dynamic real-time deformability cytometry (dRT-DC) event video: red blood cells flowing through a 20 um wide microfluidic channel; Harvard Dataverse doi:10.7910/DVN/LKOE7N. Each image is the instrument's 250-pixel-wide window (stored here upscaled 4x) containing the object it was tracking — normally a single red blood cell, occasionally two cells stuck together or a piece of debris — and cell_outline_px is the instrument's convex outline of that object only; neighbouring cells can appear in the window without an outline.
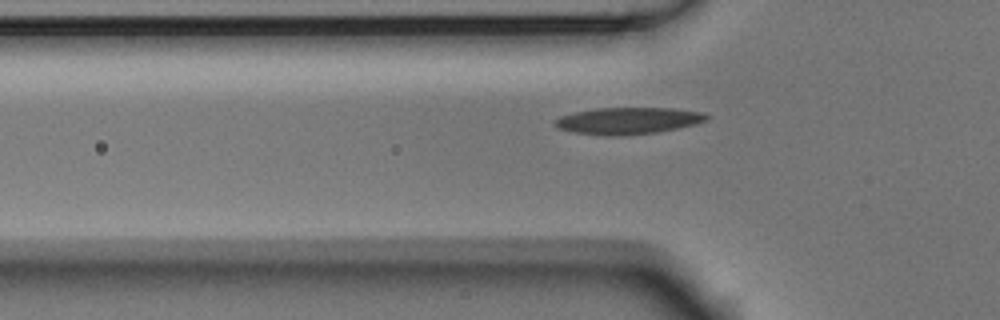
{"species": "Egyptian fruit bat (a non-hibernating species)", "species_latin": "Rousettus aegyptiacus", "temperature_condition": "room temperature", "stored_images_in_passage": 40, "camera_frame_rate_fps": 3000, "um_per_image_px": 0.085, "animal": {"sex": "male"}, "frame": {"image": 1, "passage_image": 6, "time_ms": 1.667, "image_size_px": [1000, 320], "cell_outline_px": [[712, 116], [696, 124], [656, 132], [576, 132], [560, 128], [552, 120], [560, 116], [576, 112], [596, 108], [676, 108], [704, 112]], "centroid_in_image_um": [53.5, 10.18], "position_along_channel_um": 72.3, "area_um2": 22.2}}
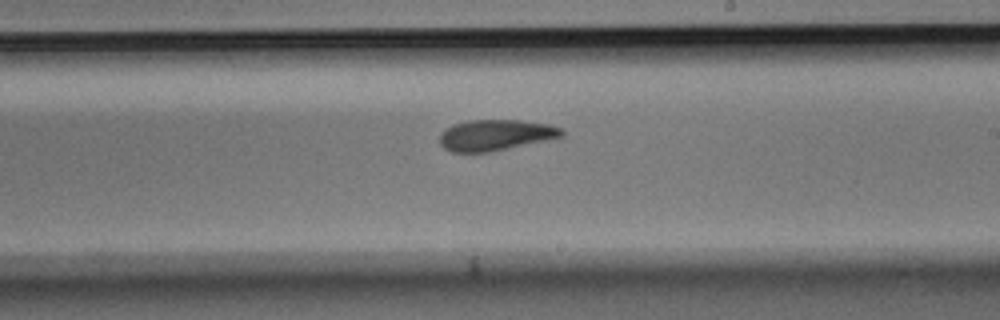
{"frame": {"image": 2, "passage_image": 20, "time_ms": 6.333, "image_size_px": [1000, 320], "cell_outline_px": [[564, 136], [548, 140], [488, 152], [452, 152], [444, 148], [440, 144], [440, 132], [444, 128], [452, 124], [468, 120], [520, 120], [548, 124], [564, 128]], "centroid_in_image_um": [42.11, 11.47], "position_along_channel_um": 246.9, "area_um2": 22.2}}
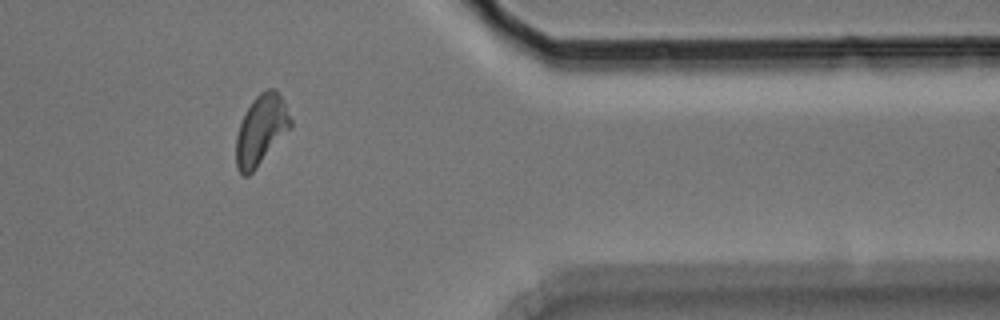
{"frame": {"image": 3, "passage_image": 33, "time_ms": 10.667, "image_size_px": [1000, 320], "cell_outline_px": [[292, 128], [256, 168], [248, 176], [244, 176], [236, 168], [236, 136], [244, 112], [252, 100], [260, 92], [268, 88], [276, 88], [292, 120]], "centroid_in_image_um": [22.19, 11.04], "position_along_channel_um": 389.2, "area_um2": 22.31}, "authors_computed_cell_mechanics": {"area_um2": 22.1952, "velocity_mm_per_s": 3.7234, "shape_relaxation_time_tau1_ms": 4.0013, "shape_relaxation_time_tau2_ms": 3.3416, "deformation_change_tau1": 0.1654, "deformation_change_tau2": 0.1127}}